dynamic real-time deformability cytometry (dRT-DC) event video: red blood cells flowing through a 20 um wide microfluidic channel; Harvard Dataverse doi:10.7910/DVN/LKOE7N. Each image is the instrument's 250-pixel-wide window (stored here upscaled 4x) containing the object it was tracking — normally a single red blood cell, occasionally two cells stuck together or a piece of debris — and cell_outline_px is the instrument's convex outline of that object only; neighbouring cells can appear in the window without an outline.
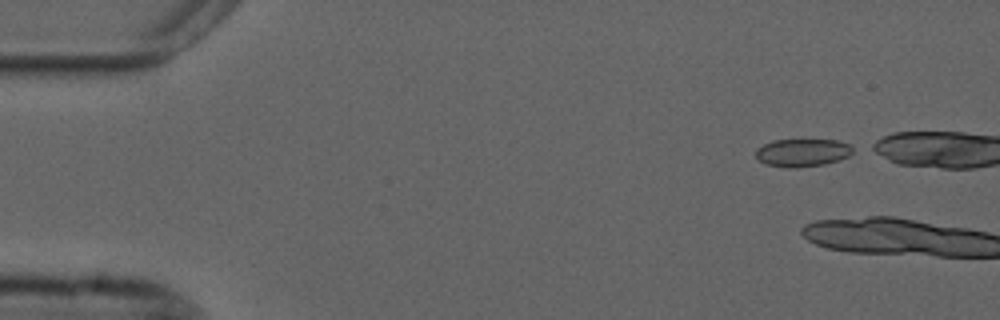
{"species": "common noctule bat (a hibernating species)", "species_latin": "Nyctalus noctula", "temperature_condition": "cold", "stored_images_in_passage": 3, "camera_frame_rate_fps": 3000, "um_per_image_px": 0.085, "animal": {"sex": "male", "forearm_length_mm": 52.5}, "frame": {"image": 1, "passage_image": 1, "time_ms": 0.0, "image_size_px": [1000, 320], "cell_outline_px": [[860, 148], [848, 156], [840, 160], [824, 164], [796, 168], [788, 168], [768, 164], [756, 160], [756, 148], [772, 140], [840, 140], [852, 144]], "centroid_in_image_um": [68.29, 12.96], "position_along_channel_um": 16.7, "area_um2": 16.18}}